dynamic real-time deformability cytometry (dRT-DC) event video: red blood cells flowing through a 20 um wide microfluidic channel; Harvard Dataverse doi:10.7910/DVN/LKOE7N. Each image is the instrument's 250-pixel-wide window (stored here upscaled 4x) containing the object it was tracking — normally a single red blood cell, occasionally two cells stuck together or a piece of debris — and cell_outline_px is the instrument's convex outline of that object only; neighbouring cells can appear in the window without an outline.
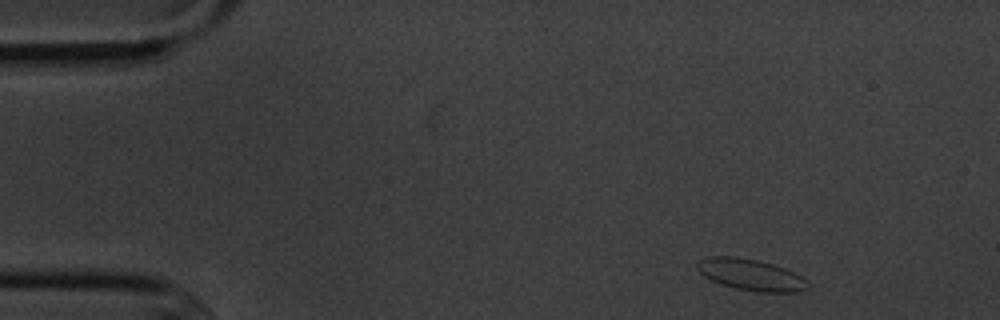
{"species": "common noctule bat (a hibernating species)", "species_latin": "Nyctalus noctula", "temperature_condition": "cold", "stored_images_in_passage": 3, "camera_frame_rate_fps": 3000, "um_per_image_px": 0.085, "animal": {"sex": "male", "body_mass_g": 20.1, "forearm_length_mm": 53.5}, "frame": {"image": 1, "passage_image": 1, "time_ms": 0.0, "image_size_px": [1000, 320], "cell_outline_px": [[812, 288], [800, 292], [760, 292], [736, 288], [720, 284], [704, 276], [696, 268], [696, 264], [700, 260], [708, 256], [736, 256], [756, 260], [772, 264], [784, 268], [804, 276], [812, 284]], "centroid_in_image_um": [63.9, 23.36], "position_along_channel_um": 21.1, "area_um2": 20.58}}